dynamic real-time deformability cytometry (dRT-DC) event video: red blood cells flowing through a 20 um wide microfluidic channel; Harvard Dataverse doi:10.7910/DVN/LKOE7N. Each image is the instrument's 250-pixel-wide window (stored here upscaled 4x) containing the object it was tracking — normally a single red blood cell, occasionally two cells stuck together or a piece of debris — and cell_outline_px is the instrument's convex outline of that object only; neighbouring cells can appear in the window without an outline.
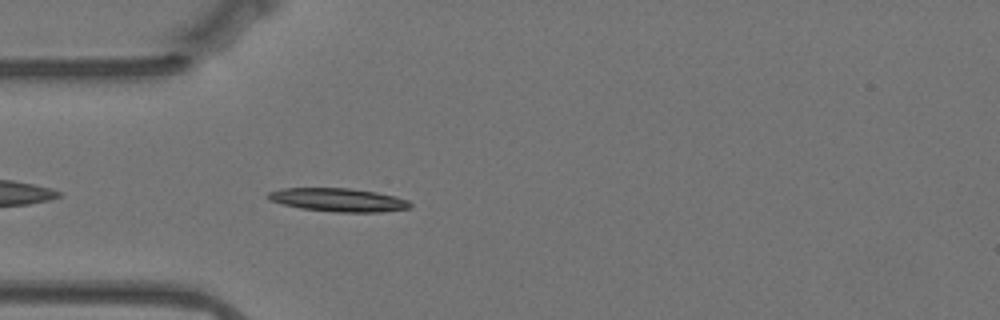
{"species": "Egyptian fruit bat (a non-hibernating species)", "species_latin": "Rousettus aegyptiacus", "temperature_condition": "warm", "stored_images_in_passage": 39, "camera_frame_rate_fps": 3000, "um_per_image_px": 0.085, "animal": {"sex": "female"}, "frame": {"image": 1, "passage_image": 3, "time_ms": 0.667, "image_size_px": [1000, 320], "cell_outline_px": [[412, 208], [380, 212], [336, 212], [300, 208], [268, 200], [268, 192], [284, 188], [348, 188], [376, 192], [396, 196], [408, 200], [412, 204]], "centroid_in_image_um": [28.79, 16.99], "position_along_channel_um": 56.2, "area_um2": 19.36}}
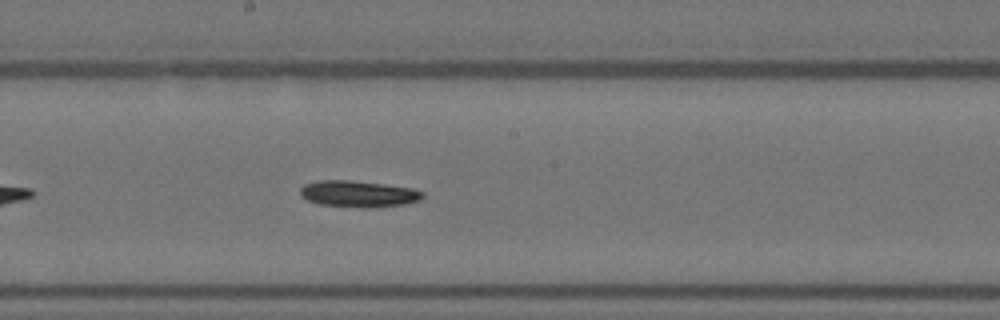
{"frame": {"image": 2, "passage_image": 17, "time_ms": 5.333, "image_size_px": [1000, 320], "cell_outline_px": [[424, 196], [420, 200], [404, 204], [368, 208], [360, 208], [320, 204], [308, 200], [300, 196], [300, 188], [304, 184], [316, 180], [352, 180], [412, 188], [424, 192]], "centroid_in_image_um": [30.44, 16.47], "position_along_channel_um": 217.8, "area_um2": 18.96}}
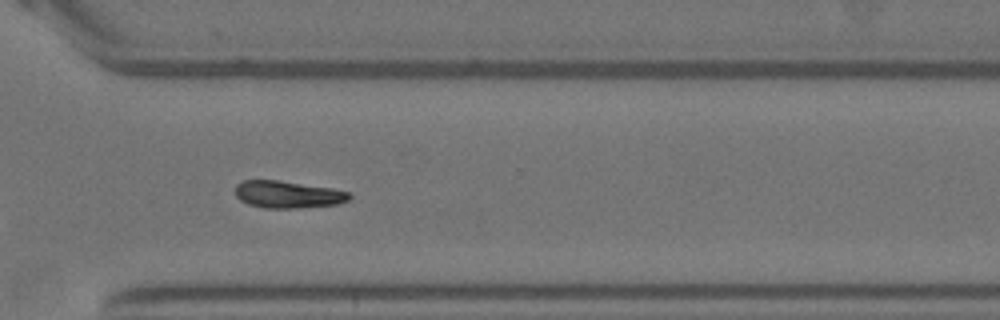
{"frame": {"image": 3, "passage_image": 28, "time_ms": 9.0, "image_size_px": [1000, 320], "cell_outline_px": [[352, 196], [348, 200], [336, 204], [300, 208], [264, 208], [248, 204], [240, 200], [236, 196], [236, 184], [240, 180], [280, 180], [332, 188], [348, 192]], "centroid_in_image_um": [24.44, 16.52], "position_along_channel_um": 346.2, "area_um2": 18.15}, "authors_computed_cell_mechanics": {"area_um2": 18.1492, "velocity_mm_per_s": 3.5067, "shape_relaxation_time_tau1_ms": 4.7943, "shape_relaxation_time_tau2_ms": null, "deformation_change_tau1": 0.1751, "deformation_change_tau2": null}}